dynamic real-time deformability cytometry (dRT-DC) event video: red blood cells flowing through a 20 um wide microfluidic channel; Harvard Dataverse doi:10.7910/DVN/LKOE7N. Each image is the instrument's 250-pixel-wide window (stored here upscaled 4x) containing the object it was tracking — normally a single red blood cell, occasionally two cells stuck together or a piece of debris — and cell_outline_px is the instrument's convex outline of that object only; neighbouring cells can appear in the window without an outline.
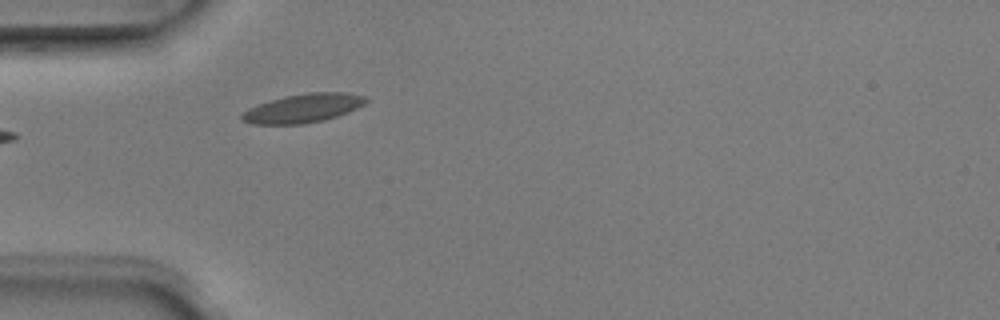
{"species": "Egyptian fruit bat (a non-hibernating species)", "species_latin": "Rousettus aegyptiacus", "temperature_condition": "room temperature", "stored_images_in_passage": 5, "camera_frame_rate_fps": 3000, "um_per_image_px": 0.085, "animal": {"sex": "male"}, "frame": {"image": 1, "passage_image": 5, "time_ms": 1.333, "image_size_px": [1000, 320], "cell_outline_px": [[368, 100], [364, 104], [348, 112], [324, 120], [304, 124], [252, 124], [240, 120], [240, 116], [248, 108], [284, 96], [308, 92], [344, 92], [368, 96]], "centroid_in_image_um": [25.78, 9.19], "position_along_channel_um": 59.2, "area_um2": 20.81}}